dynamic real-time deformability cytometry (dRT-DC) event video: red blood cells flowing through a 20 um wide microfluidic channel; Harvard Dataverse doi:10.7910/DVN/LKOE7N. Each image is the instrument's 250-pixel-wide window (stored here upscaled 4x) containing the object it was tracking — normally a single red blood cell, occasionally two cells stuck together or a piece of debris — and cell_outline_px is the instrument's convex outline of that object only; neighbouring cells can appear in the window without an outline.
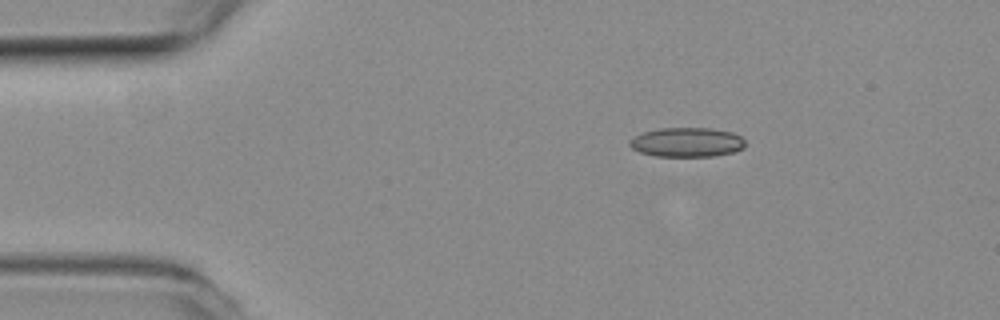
{"species": "common noctule bat (a hibernating species)", "species_latin": "Nyctalus noctula", "temperature_condition": "room temperature", "stored_images_in_passage": 20, "camera_frame_rate_fps": 3000, "um_per_image_px": 0.085, "animal": {"sex": "female", "body_mass_g": 19.3, "forearm_length_mm": 54.1}, "frame": {"image": 1, "passage_image": 3, "time_ms": 0.667, "image_size_px": [1000, 320], "cell_outline_px": [[744, 148], [732, 152], [712, 156], [656, 156], [640, 152], [632, 148], [628, 144], [628, 140], [644, 132], [660, 128], [712, 128], [732, 132], [740, 136], [744, 140]], "centroid_in_image_um": [58.38, 12.08], "position_along_channel_um": 26.6, "area_um2": 19.71}}
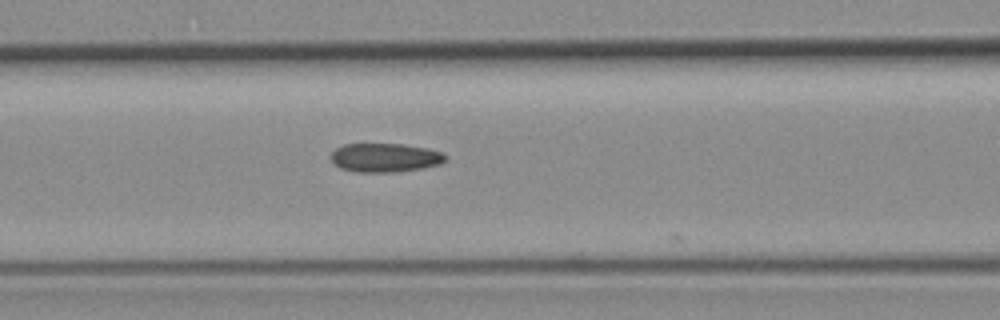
{"frame": {"image": 2, "passage_image": 16, "time_ms": 5.0, "image_size_px": [1000, 320], "cell_outline_px": [[448, 156], [440, 164], [420, 168], [396, 172], [356, 172], [340, 168], [332, 164], [332, 152], [336, 148], [344, 144], [404, 144], [428, 148], [440, 152]], "centroid_in_image_um": [32.7, 13.4], "position_along_channel_um": 133.9, "area_um2": 19.25}}
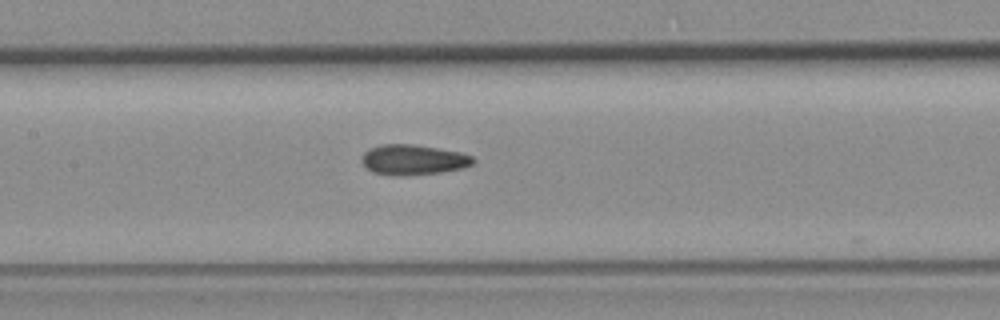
{"frame": {"image": 3, "passage_image": 19, "time_ms": 6.0, "image_size_px": [1000, 320], "cell_outline_px": [[476, 160], [472, 164], [460, 168], [440, 172], [372, 172], [364, 164], [364, 152], [368, 148], [380, 144], [412, 144], [460, 152], [472, 156]], "centroid_in_image_um": [35.17, 13.5], "position_along_channel_um": 172.2, "area_um2": 18.32}}